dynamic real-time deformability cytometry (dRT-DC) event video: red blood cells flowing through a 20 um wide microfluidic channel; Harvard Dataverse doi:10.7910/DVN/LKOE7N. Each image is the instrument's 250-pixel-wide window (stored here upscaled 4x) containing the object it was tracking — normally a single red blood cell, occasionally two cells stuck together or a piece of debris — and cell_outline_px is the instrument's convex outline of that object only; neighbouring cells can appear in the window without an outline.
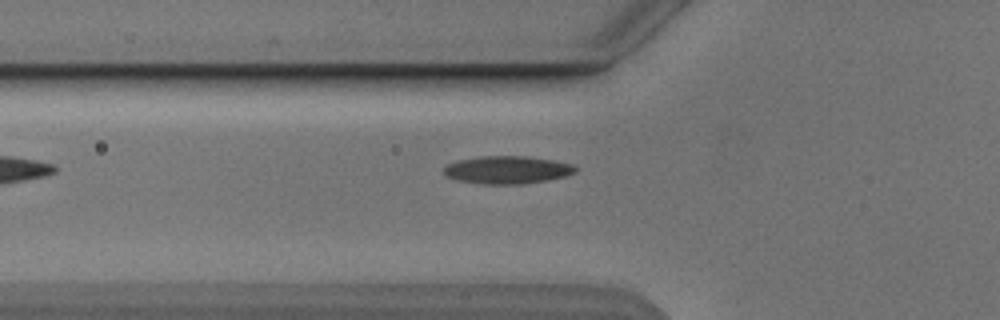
{"species": "Egyptian fruit bat (a non-hibernating species)", "species_latin": "Rousettus aegyptiacus", "temperature_condition": "cold", "stored_images_in_passage": 9, "camera_frame_rate_fps": 3000, "um_per_image_px": 0.085, "animal": {"sex": "male"}, "frame": {"image": 1, "passage_image": 9, "time_ms": 9.333, "image_size_px": [1000, 320], "cell_outline_px": [[580, 168], [576, 172], [564, 176], [548, 180], [524, 184], [484, 184], [456, 180], [448, 176], [444, 172], [444, 164], [456, 160], [480, 156], [524, 156], [552, 160], [572, 164]], "centroid_in_image_um": [43.11, 14.43], "position_along_channel_um": 82.7, "area_um2": 21.44}}